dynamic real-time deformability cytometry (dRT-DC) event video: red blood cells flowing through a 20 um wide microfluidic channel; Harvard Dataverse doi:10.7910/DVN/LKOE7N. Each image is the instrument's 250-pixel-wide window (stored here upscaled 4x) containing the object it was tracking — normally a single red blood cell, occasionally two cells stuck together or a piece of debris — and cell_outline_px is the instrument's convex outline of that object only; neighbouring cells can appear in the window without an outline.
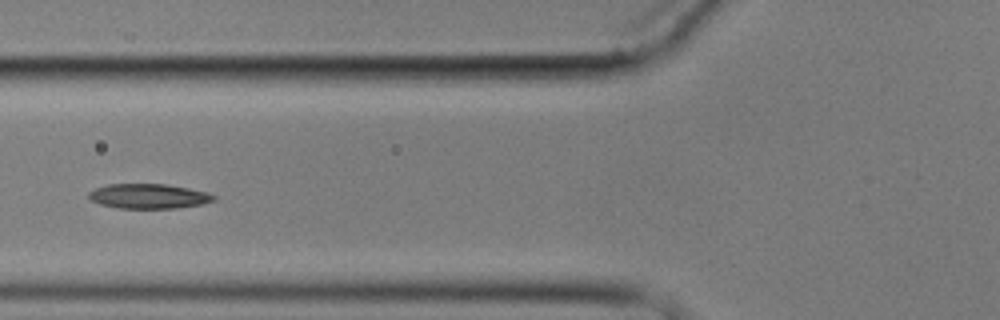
{"species": "common noctule bat (a hibernating species)", "species_latin": "Nyctalus noctula", "temperature_condition": "cold", "stored_images_in_passage": 14, "camera_frame_rate_fps": 3000, "um_per_image_px": 0.085, "animal": {"sex": "male", "body_mass_g": 17.9}, "frame": {"image": 1, "passage_image": 5, "time_ms": 5.667, "image_size_px": [1000, 320], "cell_outline_px": [[216, 200], [200, 204], [176, 208], [116, 208], [100, 204], [92, 200], [88, 196], [88, 192], [96, 188], [108, 184], [164, 184], [188, 188], [208, 192], [216, 196]], "centroid_in_image_um": [12.63, 16.67], "position_along_channel_um": 113.2, "area_um2": 17.98}}
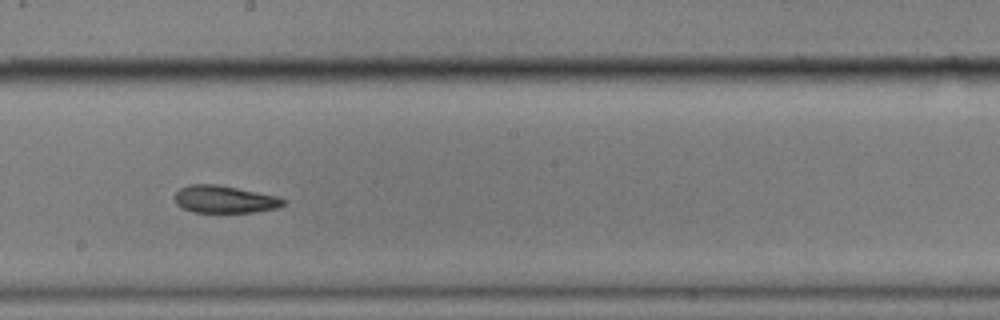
{"frame": {"image": 2, "passage_image": 8, "time_ms": 9.0, "image_size_px": [1000, 320], "cell_outline_px": [[288, 200], [284, 204], [276, 208], [252, 212], [192, 212], [176, 204], [176, 192], [180, 188], [188, 184], [220, 184], [276, 196]], "centroid_in_image_um": [19.09, 16.93], "position_along_channel_um": 229.1, "area_um2": 17.28}}
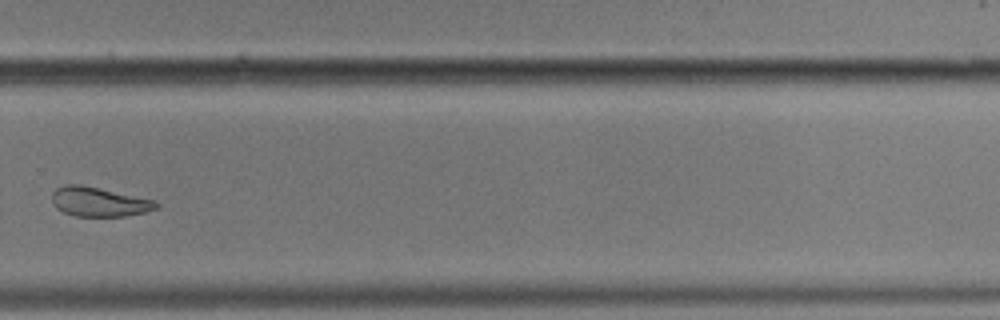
{"frame": {"image": 3, "passage_image": 10, "time_ms": 11.667, "image_size_px": [1000, 320], "cell_outline_px": [[160, 208], [144, 212], [124, 216], [76, 216], [64, 212], [56, 208], [52, 200], [52, 192], [56, 188], [64, 184], [80, 184], [100, 188], [156, 200], [160, 204]], "centroid_in_image_um": [8.44, 17.14], "position_along_channel_um": 321.4, "area_um2": 17.98}}